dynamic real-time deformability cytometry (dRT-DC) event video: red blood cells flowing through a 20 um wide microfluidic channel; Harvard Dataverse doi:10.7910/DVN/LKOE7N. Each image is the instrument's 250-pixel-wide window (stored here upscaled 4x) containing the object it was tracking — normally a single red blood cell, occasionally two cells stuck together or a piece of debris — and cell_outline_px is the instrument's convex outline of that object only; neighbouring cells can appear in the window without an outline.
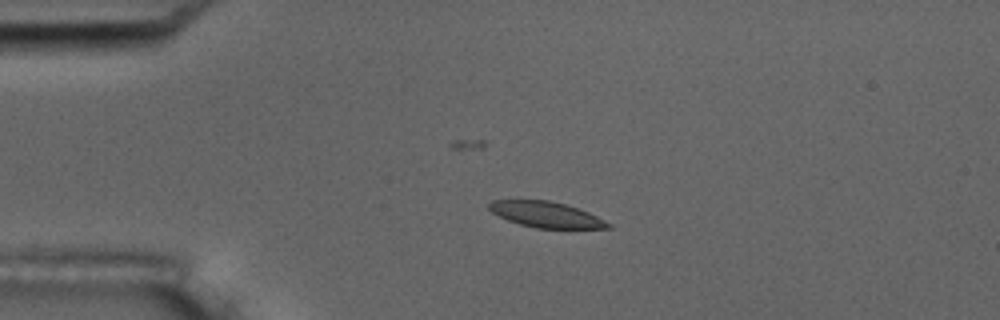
{"species": "common noctule bat (a hibernating species)", "species_latin": "Nyctalus noctula", "temperature_condition": "room temperature", "stored_images_in_passage": 5, "camera_frame_rate_fps": 3000, "um_per_image_px": 0.085, "animal": {"sex": "male", "body_mass_g": 17.5, "forearm_length_mm": 52.3}, "frame": {"image": 1, "passage_image": 4, "time_ms": 1.0, "image_size_px": [1000, 320], "cell_outline_px": [[612, 228], [536, 228], [520, 224], [508, 220], [492, 212], [488, 208], [488, 204], [492, 200], [548, 200], [564, 204], [588, 212], [612, 224]], "centroid_in_image_um": [46.41, 18.24], "position_along_channel_um": 38.6, "area_um2": 17.63}}